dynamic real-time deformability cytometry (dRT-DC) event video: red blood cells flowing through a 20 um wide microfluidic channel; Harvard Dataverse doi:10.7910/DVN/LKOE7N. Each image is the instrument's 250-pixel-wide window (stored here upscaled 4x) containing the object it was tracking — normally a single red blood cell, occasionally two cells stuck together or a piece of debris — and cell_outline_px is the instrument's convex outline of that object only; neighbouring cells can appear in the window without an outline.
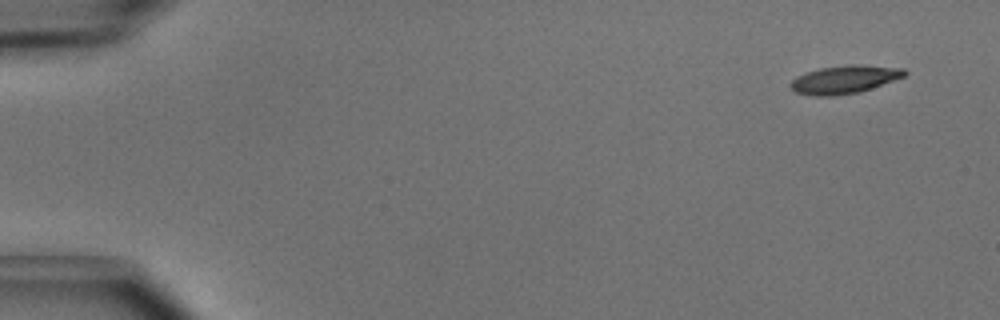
{"species": "common noctule bat (a hibernating species)", "species_latin": "Nyctalus noctula", "temperature_condition": "cold", "stored_images_in_passage": 7, "camera_frame_rate_fps": 3000, "um_per_image_px": 0.085, "animal": {"sex": "male", "body_mass_g": 15.6}, "frame": {"image": 1, "passage_image": 1, "time_ms": 0.0, "image_size_px": [1000, 320], "cell_outline_px": [[908, 72], [904, 76], [860, 92], [836, 96], [812, 96], [796, 92], [788, 84], [796, 76], [820, 68], [856, 64], [904, 68]], "centroid_in_image_um": [71.76, 6.76], "position_along_channel_um": 13.2, "area_um2": 18.55}}
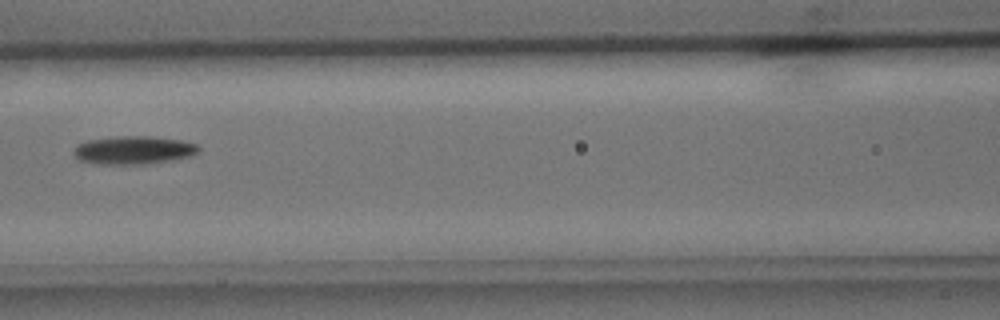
{"frame": {"image": 2, "passage_image": 6, "time_ms": 1.667, "image_size_px": [1000, 320], "cell_outline_px": [[200, 152], [192, 156], [176, 160], [148, 164], [96, 164], [76, 160], [72, 152], [76, 144], [88, 140], [112, 136], [148, 136], [180, 140], [196, 144], [200, 148]], "centroid_in_image_um": [11.33, 12.77], "position_along_channel_um": 155.3, "area_um2": 21.04}}
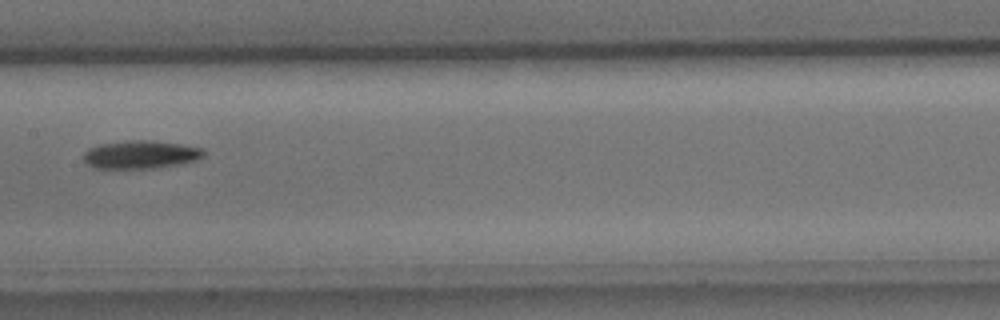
{"frame": {"image": 3, "passage_image": 7, "time_ms": 2.0, "image_size_px": [1000, 320], "cell_outline_px": [[204, 156], [196, 160], [180, 164], [152, 168], [92, 168], [84, 164], [84, 152], [88, 148], [100, 144], [128, 140], [152, 140], [180, 144], [204, 148]], "centroid_in_image_um": [11.93, 13.14], "position_along_channel_um": 195.5, "area_um2": 19.83}}